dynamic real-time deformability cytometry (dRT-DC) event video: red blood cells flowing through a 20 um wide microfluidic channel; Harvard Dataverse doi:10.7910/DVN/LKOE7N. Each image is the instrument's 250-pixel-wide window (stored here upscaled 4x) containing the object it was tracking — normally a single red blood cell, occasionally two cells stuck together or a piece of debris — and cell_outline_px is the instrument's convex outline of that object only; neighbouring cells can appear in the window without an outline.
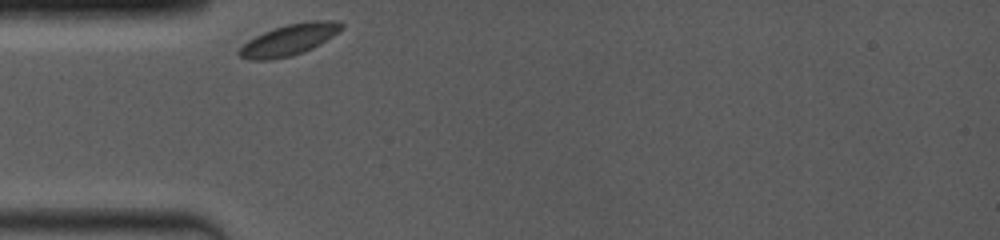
{"species": "common noctule bat (a hibernating species)", "species_latin": "Nyctalus noctula", "temperature_condition": "room temperature", "stored_images_in_passage": 37, "camera_frame_rate_fps": 4000, "um_per_image_px": 0.085, "animal": {"sex": "female", "body_mass_g": 19.0, "forearm_length_mm": 53.3}, "frame": {"image": 1, "passage_image": 1, "time_ms": 0.0, "image_size_px": [1000, 240], "cell_outline_px": [[344, 28], [320, 44], [304, 52], [292, 56], [272, 60], [248, 60], [240, 56], [236, 52], [248, 40], [264, 32], [288, 24], [312, 20], [332, 20], [344, 24]], "centroid_in_image_um": [24.58, 3.39], "position_along_channel_um": 60.4, "area_um2": 18.55}}
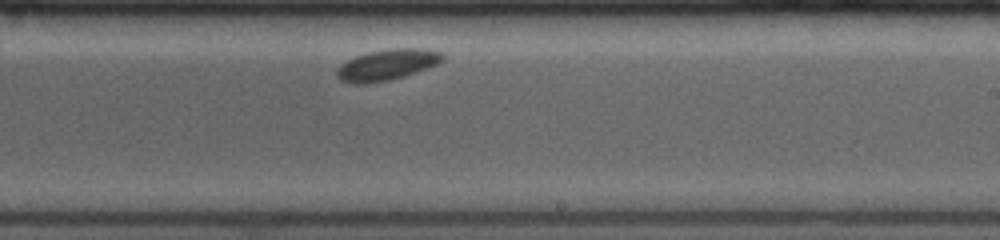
{"frame": {"image": 2, "passage_image": 19, "time_ms": 5.5, "image_size_px": [1000, 240], "cell_outline_px": [[444, 60], [436, 64], [404, 76], [388, 80], [364, 84], [356, 84], [340, 80], [336, 76], [336, 68], [340, 64], [356, 56], [368, 52], [392, 48], [420, 48], [440, 52], [444, 56]], "centroid_in_image_um": [32.86, 5.5], "position_along_channel_um": 256.1, "area_um2": 18.9}}
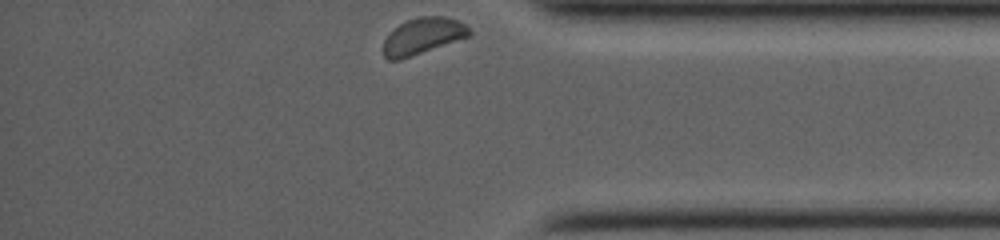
{"frame": {"image": 3, "passage_image": 36, "time_ms": 9.5, "image_size_px": [1000, 240], "cell_outline_px": [[472, 36], [400, 60], [388, 60], [384, 56], [384, 40], [400, 24], [408, 20], [420, 16], [444, 16], [456, 20], [464, 24], [472, 32]], "centroid_in_image_um": [35.98, 3.08], "position_along_channel_um": 399.2, "area_um2": 18.09}}